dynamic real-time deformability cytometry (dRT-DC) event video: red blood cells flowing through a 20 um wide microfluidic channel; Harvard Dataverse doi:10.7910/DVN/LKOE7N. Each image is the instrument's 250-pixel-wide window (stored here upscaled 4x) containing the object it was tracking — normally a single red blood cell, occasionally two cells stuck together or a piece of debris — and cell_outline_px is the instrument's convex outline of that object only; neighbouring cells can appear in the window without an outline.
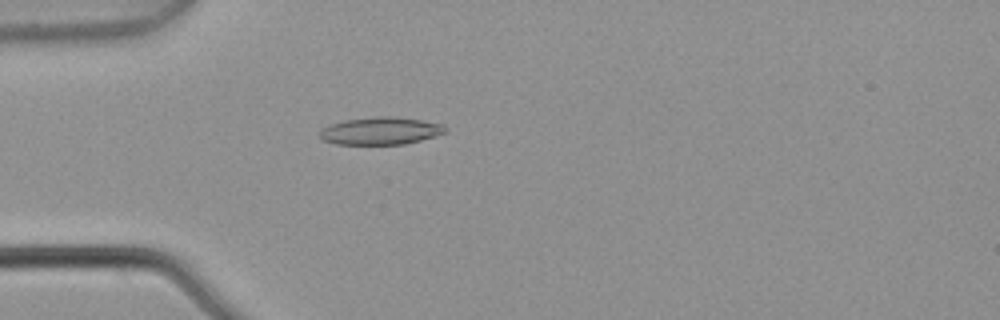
{"species": "common noctule bat (a hibernating species)", "species_latin": "Nyctalus noctula", "temperature_condition": "warm", "stored_images_in_passage": 5, "camera_frame_rate_fps": 3000, "um_per_image_px": 0.085, "animal": {"sex": "male", "body_mass_g": 21.5, "forearm_length_mm": 52.0}, "frame": {"image": 1, "passage_image": 5, "time_ms": 1.333, "image_size_px": [1000, 320], "cell_outline_px": [[448, 128], [444, 132], [420, 140], [404, 144], [336, 144], [320, 140], [320, 128], [344, 120], [376, 116], [388, 116], [420, 120], [444, 124]], "centroid_in_image_um": [32.3, 11.12], "position_along_channel_um": 52.7, "area_um2": 20.0}}